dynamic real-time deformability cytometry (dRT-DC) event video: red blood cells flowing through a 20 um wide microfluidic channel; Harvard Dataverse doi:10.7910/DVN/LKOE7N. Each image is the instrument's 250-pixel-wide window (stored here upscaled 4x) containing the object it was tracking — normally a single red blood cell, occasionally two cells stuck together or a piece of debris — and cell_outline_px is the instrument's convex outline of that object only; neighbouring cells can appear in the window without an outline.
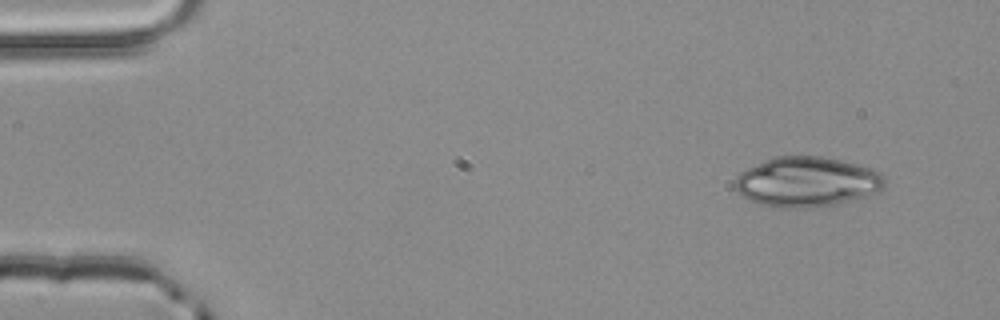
{"species": "common noctule bat (a hibernating species)", "species_latin": "Nyctalus noctula", "temperature_condition": "room temperature", "stored_images_in_passage": 4, "camera_frame_rate_fps": 3000, "um_per_image_px": 0.085, "animal": {"sex": "male", "body_mass_g": 20.4}, "frame": {"image": 1, "passage_image": 1, "time_ms": 0.0, "image_size_px": [1000, 320], "cell_outline_px": [[888, 184], [884, 188], [876, 192], [864, 196], [836, 204], [816, 208], [784, 208], [760, 204], [748, 200], [736, 192], [732, 184], [736, 176], [740, 172], [764, 160], [776, 156], [824, 156], [856, 164], [880, 172], [888, 180]], "centroid_in_image_um": [68.56, 15.46], "position_along_channel_um": 16.4, "area_um2": 44.04}}